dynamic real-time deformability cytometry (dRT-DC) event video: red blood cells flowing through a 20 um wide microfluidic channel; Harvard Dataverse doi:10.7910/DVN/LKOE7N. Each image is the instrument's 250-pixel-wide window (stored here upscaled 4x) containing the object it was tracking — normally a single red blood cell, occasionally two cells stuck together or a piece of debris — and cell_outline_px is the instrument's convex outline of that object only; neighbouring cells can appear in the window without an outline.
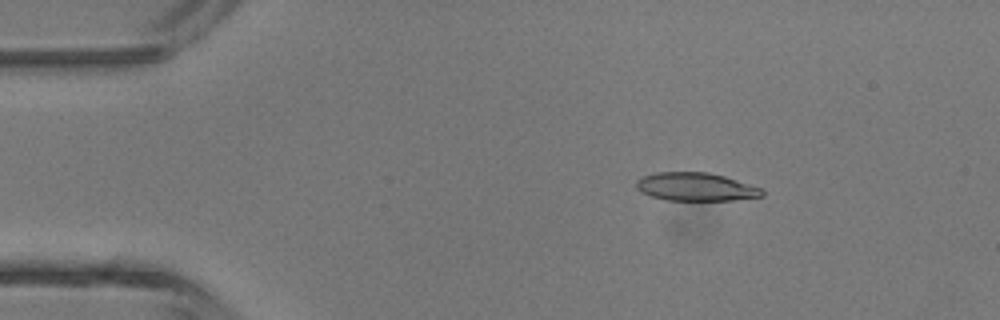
{"species": "common noctule bat (a hibernating species)", "species_latin": "Nyctalus noctula", "temperature_condition": "room temperature", "stored_images_in_passage": 45, "camera_frame_rate_fps": 3000, "um_per_image_px": 0.085, "animal": {"sex": "male", "body_mass_g": 13.3}, "frame": {"image": 1, "passage_image": 7, "time_ms": 2.0, "image_size_px": [1000, 320], "cell_outline_px": [[764, 196], [732, 200], [668, 200], [652, 196], [640, 192], [636, 188], [636, 180], [644, 176], [656, 172], [708, 172], [724, 176], [760, 188], [764, 192]], "centroid_in_image_um": [59.11, 15.88], "position_along_channel_um": 25.9, "area_um2": 20.52}}
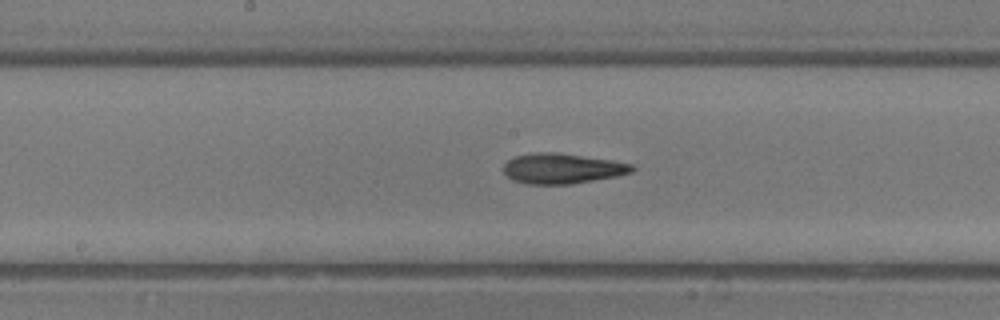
{"frame": {"image": 2, "passage_image": 23, "time_ms": 7.333, "image_size_px": [1000, 320], "cell_outline_px": [[636, 168], [632, 172], [616, 176], [572, 184], [528, 184], [512, 180], [504, 172], [504, 164], [508, 160], [516, 156], [536, 152], [556, 152], [612, 160], [632, 164]], "centroid_in_image_um": [47.79, 14.32], "position_along_channel_um": 200.4, "area_um2": 22.6}}
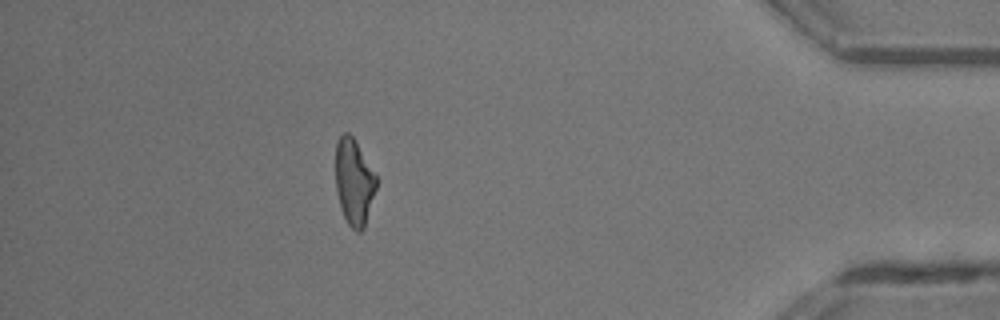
{"frame": {"image": 3, "passage_image": 40, "time_ms": 13.0, "image_size_px": [1000, 320], "cell_outline_px": [[376, 188], [364, 228], [360, 232], [356, 232], [348, 224], [340, 208], [336, 188], [336, 140], [344, 132], [348, 132], [352, 136], [376, 176]], "centroid_in_image_um": [30.07, 15.48], "position_along_channel_um": 405.1, "area_um2": 20.17}, "authors_computed_cell_mechanics": {"area_um2": 21.7328, "velocity_mm_per_s": 4.5166, "shape_relaxation_time_tau1_ms": 8.8811, "shape_relaxation_time_tau2_ms": 3.4947, "deformation_change_tau1": 0.2363, "deformation_change_tau2": 0.147}}